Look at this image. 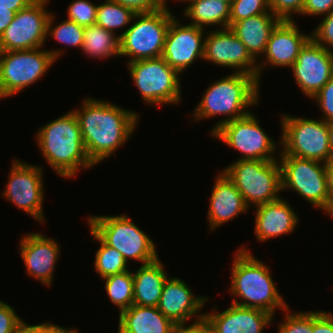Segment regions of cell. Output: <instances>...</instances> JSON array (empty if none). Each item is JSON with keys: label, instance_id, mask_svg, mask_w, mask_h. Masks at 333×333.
Instances as JSON below:
<instances>
[{"label": "cell", "instance_id": "7402d4cb", "mask_svg": "<svg viewBox=\"0 0 333 333\" xmlns=\"http://www.w3.org/2000/svg\"><path fill=\"white\" fill-rule=\"evenodd\" d=\"M210 195L207 218L211 232L240 213L249 212L242 194L223 171L216 176Z\"/></svg>", "mask_w": 333, "mask_h": 333}, {"label": "cell", "instance_id": "52a82bcc", "mask_svg": "<svg viewBox=\"0 0 333 333\" xmlns=\"http://www.w3.org/2000/svg\"><path fill=\"white\" fill-rule=\"evenodd\" d=\"M223 172L253 207L279 199L282 191L281 167L278 160L237 159Z\"/></svg>", "mask_w": 333, "mask_h": 333}, {"label": "cell", "instance_id": "d4e9b609", "mask_svg": "<svg viewBox=\"0 0 333 333\" xmlns=\"http://www.w3.org/2000/svg\"><path fill=\"white\" fill-rule=\"evenodd\" d=\"M117 333H169L174 323L157 307L138 306L119 312Z\"/></svg>", "mask_w": 333, "mask_h": 333}, {"label": "cell", "instance_id": "2e32d148", "mask_svg": "<svg viewBox=\"0 0 333 333\" xmlns=\"http://www.w3.org/2000/svg\"><path fill=\"white\" fill-rule=\"evenodd\" d=\"M290 69L300 90L312 99L333 76V51L310 39Z\"/></svg>", "mask_w": 333, "mask_h": 333}, {"label": "cell", "instance_id": "8992f818", "mask_svg": "<svg viewBox=\"0 0 333 333\" xmlns=\"http://www.w3.org/2000/svg\"><path fill=\"white\" fill-rule=\"evenodd\" d=\"M174 17L168 5L156 11L136 13L132 25L119 34V56L130 57L128 62L161 57L166 34Z\"/></svg>", "mask_w": 333, "mask_h": 333}, {"label": "cell", "instance_id": "5bb4252c", "mask_svg": "<svg viewBox=\"0 0 333 333\" xmlns=\"http://www.w3.org/2000/svg\"><path fill=\"white\" fill-rule=\"evenodd\" d=\"M50 0H35L18 11L0 36V51H20L43 47L47 40Z\"/></svg>", "mask_w": 333, "mask_h": 333}, {"label": "cell", "instance_id": "74e56055", "mask_svg": "<svg viewBox=\"0 0 333 333\" xmlns=\"http://www.w3.org/2000/svg\"><path fill=\"white\" fill-rule=\"evenodd\" d=\"M311 100H316L324 115L321 117L322 120L333 121V76Z\"/></svg>", "mask_w": 333, "mask_h": 333}, {"label": "cell", "instance_id": "d590c367", "mask_svg": "<svg viewBox=\"0 0 333 333\" xmlns=\"http://www.w3.org/2000/svg\"><path fill=\"white\" fill-rule=\"evenodd\" d=\"M305 0H269L270 11L284 21L294 20L293 14L301 15Z\"/></svg>", "mask_w": 333, "mask_h": 333}, {"label": "cell", "instance_id": "ffe728a7", "mask_svg": "<svg viewBox=\"0 0 333 333\" xmlns=\"http://www.w3.org/2000/svg\"><path fill=\"white\" fill-rule=\"evenodd\" d=\"M188 285L178 277L168 278L163 286L157 305L159 311L174 324L185 323L192 319L199 320L204 313H199L207 304V296H196Z\"/></svg>", "mask_w": 333, "mask_h": 333}, {"label": "cell", "instance_id": "7a4b0ae2", "mask_svg": "<svg viewBox=\"0 0 333 333\" xmlns=\"http://www.w3.org/2000/svg\"><path fill=\"white\" fill-rule=\"evenodd\" d=\"M35 139L45 162L61 177L72 178L80 168L87 170L95 166L86 153L72 110L42 125Z\"/></svg>", "mask_w": 333, "mask_h": 333}, {"label": "cell", "instance_id": "4316f807", "mask_svg": "<svg viewBox=\"0 0 333 333\" xmlns=\"http://www.w3.org/2000/svg\"><path fill=\"white\" fill-rule=\"evenodd\" d=\"M188 2L183 13L191 25L205 29L206 26L230 27V5L218 0H179Z\"/></svg>", "mask_w": 333, "mask_h": 333}, {"label": "cell", "instance_id": "30bf717a", "mask_svg": "<svg viewBox=\"0 0 333 333\" xmlns=\"http://www.w3.org/2000/svg\"><path fill=\"white\" fill-rule=\"evenodd\" d=\"M282 191L297 192L314 207L331 216L326 163L290 155H279Z\"/></svg>", "mask_w": 333, "mask_h": 333}, {"label": "cell", "instance_id": "cb8c5ba5", "mask_svg": "<svg viewBox=\"0 0 333 333\" xmlns=\"http://www.w3.org/2000/svg\"><path fill=\"white\" fill-rule=\"evenodd\" d=\"M282 20L272 12L249 17L233 23L230 29L243 42L256 60L265 53L272 31Z\"/></svg>", "mask_w": 333, "mask_h": 333}, {"label": "cell", "instance_id": "4dcf8cb0", "mask_svg": "<svg viewBox=\"0 0 333 333\" xmlns=\"http://www.w3.org/2000/svg\"><path fill=\"white\" fill-rule=\"evenodd\" d=\"M89 230L93 238L100 243L95 255L94 269L102 280L107 276L128 271V263L123 255L115 248L106 245L90 228Z\"/></svg>", "mask_w": 333, "mask_h": 333}, {"label": "cell", "instance_id": "6da1fadb", "mask_svg": "<svg viewBox=\"0 0 333 333\" xmlns=\"http://www.w3.org/2000/svg\"><path fill=\"white\" fill-rule=\"evenodd\" d=\"M80 108L72 111L78 120L86 153L96 166L130 139L139 113L92 98H84Z\"/></svg>", "mask_w": 333, "mask_h": 333}, {"label": "cell", "instance_id": "681fc988", "mask_svg": "<svg viewBox=\"0 0 333 333\" xmlns=\"http://www.w3.org/2000/svg\"><path fill=\"white\" fill-rule=\"evenodd\" d=\"M327 128H328L329 145L332 151V158H333V121L327 122Z\"/></svg>", "mask_w": 333, "mask_h": 333}, {"label": "cell", "instance_id": "ab89813d", "mask_svg": "<svg viewBox=\"0 0 333 333\" xmlns=\"http://www.w3.org/2000/svg\"><path fill=\"white\" fill-rule=\"evenodd\" d=\"M130 8L135 13H145L159 10L166 6L162 0H113Z\"/></svg>", "mask_w": 333, "mask_h": 333}, {"label": "cell", "instance_id": "d6986e66", "mask_svg": "<svg viewBox=\"0 0 333 333\" xmlns=\"http://www.w3.org/2000/svg\"><path fill=\"white\" fill-rule=\"evenodd\" d=\"M19 250L27 275L47 287L51 286L54 268L59 259V243L41 233L32 232L20 239Z\"/></svg>", "mask_w": 333, "mask_h": 333}, {"label": "cell", "instance_id": "9a60e30c", "mask_svg": "<svg viewBox=\"0 0 333 333\" xmlns=\"http://www.w3.org/2000/svg\"><path fill=\"white\" fill-rule=\"evenodd\" d=\"M203 60L257 78V61L230 27L223 29L219 27L207 32L204 39Z\"/></svg>", "mask_w": 333, "mask_h": 333}, {"label": "cell", "instance_id": "277c9868", "mask_svg": "<svg viewBox=\"0 0 333 333\" xmlns=\"http://www.w3.org/2000/svg\"><path fill=\"white\" fill-rule=\"evenodd\" d=\"M260 82L253 75L241 72L232 74L214 81L207 87L202 99L194 108L193 123L214 116H227L220 119L211 129V135L223 124L242 118L251 111L250 106L258 104ZM230 116V117H229Z\"/></svg>", "mask_w": 333, "mask_h": 333}, {"label": "cell", "instance_id": "8fae6325", "mask_svg": "<svg viewBox=\"0 0 333 333\" xmlns=\"http://www.w3.org/2000/svg\"><path fill=\"white\" fill-rule=\"evenodd\" d=\"M130 76L148 105H177L181 102L180 73L162 58L127 63Z\"/></svg>", "mask_w": 333, "mask_h": 333}, {"label": "cell", "instance_id": "e0dca14e", "mask_svg": "<svg viewBox=\"0 0 333 333\" xmlns=\"http://www.w3.org/2000/svg\"><path fill=\"white\" fill-rule=\"evenodd\" d=\"M204 29L191 24H181L173 18L168 28L162 58L180 74L195 60H203Z\"/></svg>", "mask_w": 333, "mask_h": 333}, {"label": "cell", "instance_id": "c3c4849f", "mask_svg": "<svg viewBox=\"0 0 333 333\" xmlns=\"http://www.w3.org/2000/svg\"><path fill=\"white\" fill-rule=\"evenodd\" d=\"M14 333H39V324L29 325L23 320L16 326Z\"/></svg>", "mask_w": 333, "mask_h": 333}, {"label": "cell", "instance_id": "44dd1931", "mask_svg": "<svg viewBox=\"0 0 333 333\" xmlns=\"http://www.w3.org/2000/svg\"><path fill=\"white\" fill-rule=\"evenodd\" d=\"M204 313L213 333H262L266 326H271L274 315L260 309L242 307L231 303L222 312ZM214 311V312H213Z\"/></svg>", "mask_w": 333, "mask_h": 333}, {"label": "cell", "instance_id": "1f68e13d", "mask_svg": "<svg viewBox=\"0 0 333 333\" xmlns=\"http://www.w3.org/2000/svg\"><path fill=\"white\" fill-rule=\"evenodd\" d=\"M54 14L50 13L47 22V32L48 37L51 36L57 42L63 43L64 45L82 48L83 36L85 27L78 25L76 22L70 20H64L56 26L54 25Z\"/></svg>", "mask_w": 333, "mask_h": 333}, {"label": "cell", "instance_id": "f546056e", "mask_svg": "<svg viewBox=\"0 0 333 333\" xmlns=\"http://www.w3.org/2000/svg\"><path fill=\"white\" fill-rule=\"evenodd\" d=\"M136 13L113 0H105L98 4L96 23L107 31L115 33L116 29L128 26Z\"/></svg>", "mask_w": 333, "mask_h": 333}, {"label": "cell", "instance_id": "5b68a950", "mask_svg": "<svg viewBox=\"0 0 333 333\" xmlns=\"http://www.w3.org/2000/svg\"><path fill=\"white\" fill-rule=\"evenodd\" d=\"M87 223L106 245L120 252L127 263L135 259L144 265L159 258L153 240L125 214L93 215Z\"/></svg>", "mask_w": 333, "mask_h": 333}, {"label": "cell", "instance_id": "7c38bea8", "mask_svg": "<svg viewBox=\"0 0 333 333\" xmlns=\"http://www.w3.org/2000/svg\"><path fill=\"white\" fill-rule=\"evenodd\" d=\"M254 113L221 125L211 136L239 151V159L278 160L277 143L263 130Z\"/></svg>", "mask_w": 333, "mask_h": 333}, {"label": "cell", "instance_id": "836d02e7", "mask_svg": "<svg viewBox=\"0 0 333 333\" xmlns=\"http://www.w3.org/2000/svg\"><path fill=\"white\" fill-rule=\"evenodd\" d=\"M285 311L284 321L278 324V333H312L313 311L292 313L289 307Z\"/></svg>", "mask_w": 333, "mask_h": 333}, {"label": "cell", "instance_id": "ee69618b", "mask_svg": "<svg viewBox=\"0 0 333 333\" xmlns=\"http://www.w3.org/2000/svg\"><path fill=\"white\" fill-rule=\"evenodd\" d=\"M39 333H79L77 329H68L49 321L39 324Z\"/></svg>", "mask_w": 333, "mask_h": 333}, {"label": "cell", "instance_id": "9c48e42d", "mask_svg": "<svg viewBox=\"0 0 333 333\" xmlns=\"http://www.w3.org/2000/svg\"><path fill=\"white\" fill-rule=\"evenodd\" d=\"M282 145L279 155H290L327 163L332 158L327 122L298 116L282 115Z\"/></svg>", "mask_w": 333, "mask_h": 333}, {"label": "cell", "instance_id": "3957f363", "mask_svg": "<svg viewBox=\"0 0 333 333\" xmlns=\"http://www.w3.org/2000/svg\"><path fill=\"white\" fill-rule=\"evenodd\" d=\"M234 255L230 276V292L234 297L232 303L260 309L272 315L278 309L286 313L289 306L273 282L269 267L254 257L245 245Z\"/></svg>", "mask_w": 333, "mask_h": 333}, {"label": "cell", "instance_id": "8d00e7d4", "mask_svg": "<svg viewBox=\"0 0 333 333\" xmlns=\"http://www.w3.org/2000/svg\"><path fill=\"white\" fill-rule=\"evenodd\" d=\"M311 39L327 50L333 51V11L325 15L311 33Z\"/></svg>", "mask_w": 333, "mask_h": 333}, {"label": "cell", "instance_id": "603a6c76", "mask_svg": "<svg viewBox=\"0 0 333 333\" xmlns=\"http://www.w3.org/2000/svg\"><path fill=\"white\" fill-rule=\"evenodd\" d=\"M287 200L275 201L256 206L255 237L259 242L292 233L297 227L299 218Z\"/></svg>", "mask_w": 333, "mask_h": 333}, {"label": "cell", "instance_id": "f1b7e54d", "mask_svg": "<svg viewBox=\"0 0 333 333\" xmlns=\"http://www.w3.org/2000/svg\"><path fill=\"white\" fill-rule=\"evenodd\" d=\"M104 279L107 296L120 312L133 305L134 283L132 270L110 275Z\"/></svg>", "mask_w": 333, "mask_h": 333}, {"label": "cell", "instance_id": "60d3db41", "mask_svg": "<svg viewBox=\"0 0 333 333\" xmlns=\"http://www.w3.org/2000/svg\"><path fill=\"white\" fill-rule=\"evenodd\" d=\"M333 11V0H305L301 15L324 16Z\"/></svg>", "mask_w": 333, "mask_h": 333}, {"label": "cell", "instance_id": "83f0119b", "mask_svg": "<svg viewBox=\"0 0 333 333\" xmlns=\"http://www.w3.org/2000/svg\"><path fill=\"white\" fill-rule=\"evenodd\" d=\"M81 50L85 55L96 59L120 57V36L94 24L86 26Z\"/></svg>", "mask_w": 333, "mask_h": 333}, {"label": "cell", "instance_id": "e575fe53", "mask_svg": "<svg viewBox=\"0 0 333 333\" xmlns=\"http://www.w3.org/2000/svg\"><path fill=\"white\" fill-rule=\"evenodd\" d=\"M98 5L89 0H73L67 8V20L76 22L83 27L96 23Z\"/></svg>", "mask_w": 333, "mask_h": 333}, {"label": "cell", "instance_id": "f907efd6", "mask_svg": "<svg viewBox=\"0 0 333 333\" xmlns=\"http://www.w3.org/2000/svg\"><path fill=\"white\" fill-rule=\"evenodd\" d=\"M218 1L226 2V3H228L229 5H231V3L233 2V0H218Z\"/></svg>", "mask_w": 333, "mask_h": 333}, {"label": "cell", "instance_id": "484cf974", "mask_svg": "<svg viewBox=\"0 0 333 333\" xmlns=\"http://www.w3.org/2000/svg\"><path fill=\"white\" fill-rule=\"evenodd\" d=\"M133 273V304L157 307L165 281L169 278L164 264L157 260L144 264Z\"/></svg>", "mask_w": 333, "mask_h": 333}, {"label": "cell", "instance_id": "4fadbf2b", "mask_svg": "<svg viewBox=\"0 0 333 333\" xmlns=\"http://www.w3.org/2000/svg\"><path fill=\"white\" fill-rule=\"evenodd\" d=\"M12 161L7 185L1 193L2 197L44 224L42 167L20 161V159Z\"/></svg>", "mask_w": 333, "mask_h": 333}, {"label": "cell", "instance_id": "f35d334b", "mask_svg": "<svg viewBox=\"0 0 333 333\" xmlns=\"http://www.w3.org/2000/svg\"><path fill=\"white\" fill-rule=\"evenodd\" d=\"M22 320L12 306L0 300V333H14Z\"/></svg>", "mask_w": 333, "mask_h": 333}, {"label": "cell", "instance_id": "b9f144b4", "mask_svg": "<svg viewBox=\"0 0 333 333\" xmlns=\"http://www.w3.org/2000/svg\"><path fill=\"white\" fill-rule=\"evenodd\" d=\"M312 333H333V314L331 311H313Z\"/></svg>", "mask_w": 333, "mask_h": 333}, {"label": "cell", "instance_id": "ba28073f", "mask_svg": "<svg viewBox=\"0 0 333 333\" xmlns=\"http://www.w3.org/2000/svg\"><path fill=\"white\" fill-rule=\"evenodd\" d=\"M64 50L41 47L0 51V99L14 96L36 83L48 72Z\"/></svg>", "mask_w": 333, "mask_h": 333}, {"label": "cell", "instance_id": "ac0fdd59", "mask_svg": "<svg viewBox=\"0 0 333 333\" xmlns=\"http://www.w3.org/2000/svg\"><path fill=\"white\" fill-rule=\"evenodd\" d=\"M311 39V34L300 32L296 22L282 20L272 31L264 53L265 62L257 64V80L260 81L265 65L291 67L301 49Z\"/></svg>", "mask_w": 333, "mask_h": 333}, {"label": "cell", "instance_id": "f6af8a7d", "mask_svg": "<svg viewBox=\"0 0 333 333\" xmlns=\"http://www.w3.org/2000/svg\"><path fill=\"white\" fill-rule=\"evenodd\" d=\"M35 0H0V8H7L16 13L28 7Z\"/></svg>", "mask_w": 333, "mask_h": 333}, {"label": "cell", "instance_id": "d6a6232c", "mask_svg": "<svg viewBox=\"0 0 333 333\" xmlns=\"http://www.w3.org/2000/svg\"><path fill=\"white\" fill-rule=\"evenodd\" d=\"M270 11L269 0H233L230 5V26L243 19Z\"/></svg>", "mask_w": 333, "mask_h": 333}, {"label": "cell", "instance_id": "bcb514c9", "mask_svg": "<svg viewBox=\"0 0 333 333\" xmlns=\"http://www.w3.org/2000/svg\"><path fill=\"white\" fill-rule=\"evenodd\" d=\"M16 12L7 8H0V36L3 34L8 25L12 22Z\"/></svg>", "mask_w": 333, "mask_h": 333}, {"label": "cell", "instance_id": "7dc6e473", "mask_svg": "<svg viewBox=\"0 0 333 333\" xmlns=\"http://www.w3.org/2000/svg\"><path fill=\"white\" fill-rule=\"evenodd\" d=\"M326 171L328 177V190L331 199V217L333 218V158L326 163Z\"/></svg>", "mask_w": 333, "mask_h": 333}, {"label": "cell", "instance_id": "7bdbcfd3", "mask_svg": "<svg viewBox=\"0 0 333 333\" xmlns=\"http://www.w3.org/2000/svg\"><path fill=\"white\" fill-rule=\"evenodd\" d=\"M185 325V323L174 324L169 333H213L211 325L205 317L193 321L190 325Z\"/></svg>", "mask_w": 333, "mask_h": 333}]
</instances>
